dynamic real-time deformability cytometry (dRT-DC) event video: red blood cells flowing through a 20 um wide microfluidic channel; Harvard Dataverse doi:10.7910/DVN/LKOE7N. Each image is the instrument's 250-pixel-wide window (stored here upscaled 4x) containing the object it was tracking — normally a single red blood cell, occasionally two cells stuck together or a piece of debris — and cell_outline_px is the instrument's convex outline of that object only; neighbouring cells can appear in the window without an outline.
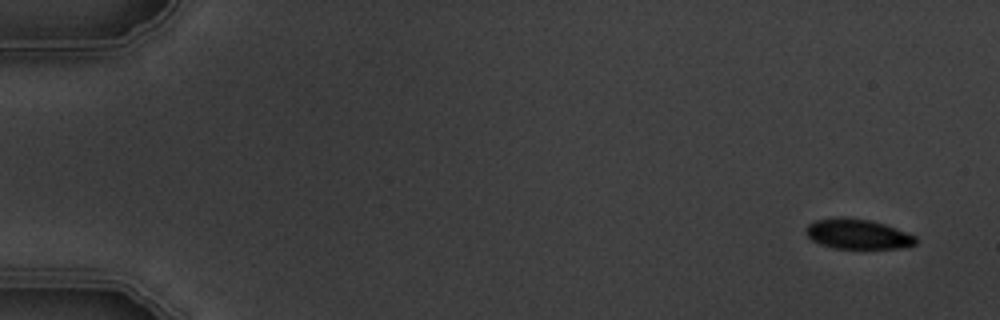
{"species": "common noctule bat (a hibernating species)", "species_latin": "Nyctalus noctula", "temperature_condition": "warm", "stored_images_in_passage": 5, "camera_frame_rate_fps": 3000, "um_per_image_px": 0.085, "animal": {"sex": "male", "body_mass_g": 19.5, "forearm_length_mm": 54.6}, "frame": {"image": 1, "passage_image": 1, "time_ms": 0.0, "image_size_px": [1000, 320], "cell_outline_px": [[916, 244], [908, 248], [832, 248], [820, 244], [812, 240], [804, 232], [804, 228], [808, 224], [816, 220], [840, 216], [844, 216], [872, 220], [896, 228], [916, 236]], "centroid_in_image_um": [72.89, 19.88], "position_along_channel_um": 12.1, "area_um2": 19.48}}
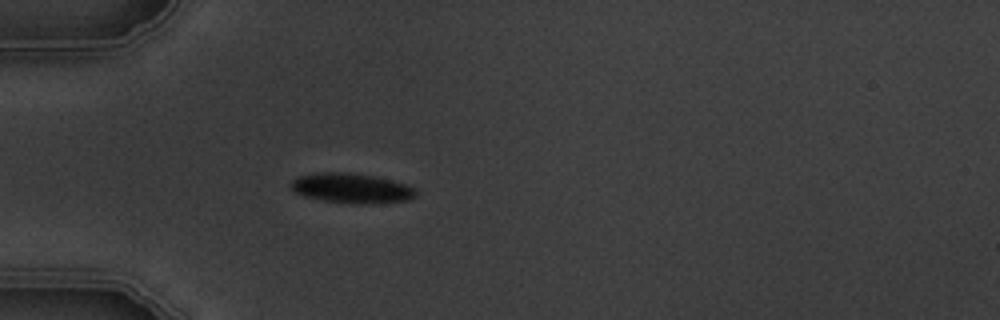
{"frame": {"image": 2, "passage_image": 5, "time_ms": 4.667, "image_size_px": [1000, 320], "cell_outline_px": [[416, 196], [408, 200], [364, 204], [324, 200], [304, 196], [296, 192], [292, 188], [292, 180], [300, 176], [316, 172], [348, 172], [376, 176], [408, 184], [416, 192]], "centroid_in_image_um": [29.9, 15.98], "position_along_channel_um": 55.1, "area_um2": 21.5}}